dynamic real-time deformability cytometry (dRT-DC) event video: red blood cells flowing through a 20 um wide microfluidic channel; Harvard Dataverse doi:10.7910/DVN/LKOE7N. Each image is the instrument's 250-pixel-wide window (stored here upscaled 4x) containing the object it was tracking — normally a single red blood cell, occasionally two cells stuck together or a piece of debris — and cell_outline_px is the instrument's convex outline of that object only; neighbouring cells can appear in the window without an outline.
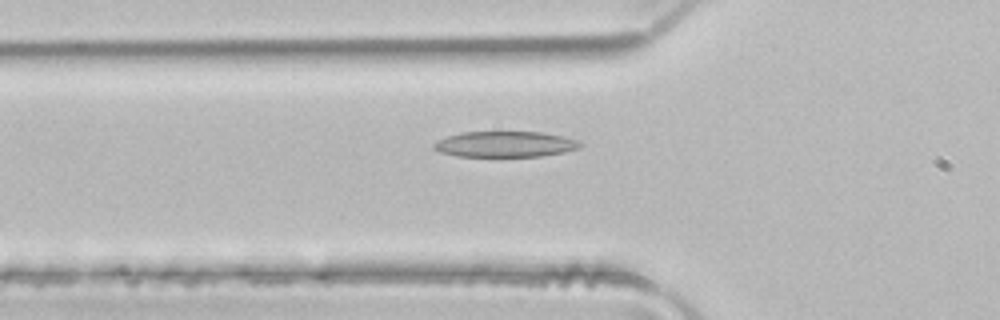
{"species": "common noctule bat (a hibernating species)", "species_latin": "Nyctalus noctula", "temperature_condition": "room temperature", "stored_images_in_passage": 4, "camera_frame_rate_fps": 3000, "um_per_image_px": 0.085, "animal": {"sex": "male", "body_mass_g": 21.5, "forearm_length_mm": 52.0}, "frame": {"image": 1, "passage_image": 4, "time_ms": 1.0, "image_size_px": [1000, 320], "cell_outline_px": [[584, 144], [580, 148], [564, 152], [540, 156], [456, 156], [440, 152], [432, 148], [432, 144], [436, 140], [460, 132], [540, 132], [564, 136], [576, 140]], "centroid_in_image_um": [42.91, 12.25], "position_along_channel_um": 82.9, "area_um2": 22.02}}